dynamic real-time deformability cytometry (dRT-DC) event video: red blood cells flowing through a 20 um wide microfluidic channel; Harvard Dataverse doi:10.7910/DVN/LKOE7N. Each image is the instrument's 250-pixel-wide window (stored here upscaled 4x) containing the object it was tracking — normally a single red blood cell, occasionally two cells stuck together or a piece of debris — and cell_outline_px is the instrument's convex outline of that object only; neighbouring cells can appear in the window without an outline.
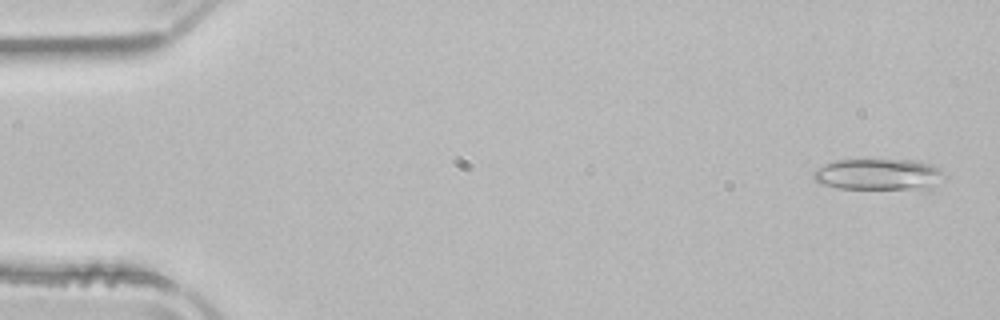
{"species": "common noctule bat (a hibernating species)", "species_latin": "Nyctalus noctula", "temperature_condition": "room temperature", "stored_images_in_passage": 5, "camera_frame_rate_fps": 3000, "um_per_image_px": 0.085, "animal": {"sex": "male", "body_mass_g": 21.5, "forearm_length_mm": 52.0}, "frame": {"image": 1, "passage_image": 5, "time_ms": 1.333, "image_size_px": [1000, 320], "cell_outline_px": [[944, 176], [932, 188], [920, 192], [836, 188], [820, 184], [812, 176], [812, 172], [816, 168], [836, 160], [912, 160], [932, 164], [940, 168]], "centroid_in_image_um": [74.73, 14.88], "position_along_channel_um": 10.3, "area_um2": 25.03}}